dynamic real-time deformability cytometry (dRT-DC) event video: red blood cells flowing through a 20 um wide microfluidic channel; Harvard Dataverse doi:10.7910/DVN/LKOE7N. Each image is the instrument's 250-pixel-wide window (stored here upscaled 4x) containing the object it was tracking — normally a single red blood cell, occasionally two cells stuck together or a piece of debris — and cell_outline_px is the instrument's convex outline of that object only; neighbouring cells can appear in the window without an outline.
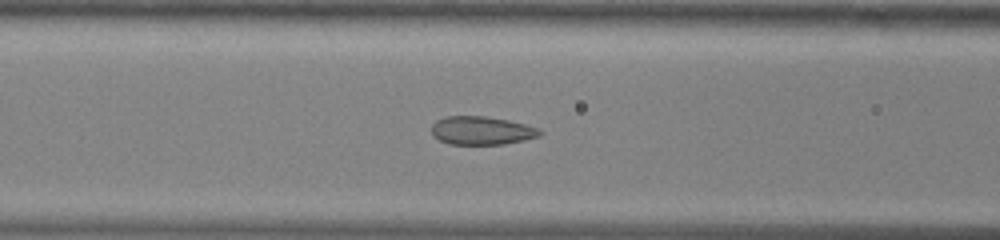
{"species": "common noctule bat (a hibernating species)", "species_latin": "Nyctalus noctula", "temperature_condition": "warm", "stored_images_in_passage": 50, "camera_frame_rate_fps": 3000, "um_per_image_px": 0.085, "animal": {"sex": "male", "body_mass_g": 13.0, "forearm_length_mm": 53.1}, "frame": {"image": 1, "passage_image": 20, "time_ms": 6.333, "image_size_px": [1000, 240], "cell_outline_px": [[544, 132], [540, 136], [524, 140], [504, 144], [448, 144], [432, 136], [432, 124], [436, 120], [444, 116], [484, 116], [508, 120], [540, 128]], "centroid_in_image_um": [40.94, 11.09], "position_along_channel_um": 125.7, "area_um2": 18.03}}
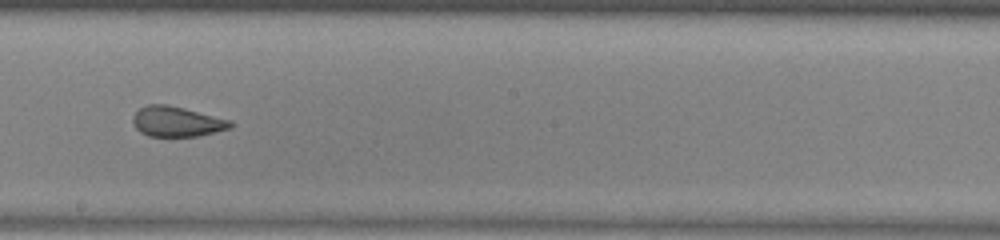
{"frame": {"image": 2, "passage_image": 28, "time_ms": 9.0, "image_size_px": [1000, 240], "cell_outline_px": [[236, 124], [232, 128], [196, 136], [148, 136], [140, 132], [136, 128], [132, 120], [132, 116], [140, 108], [148, 104], [168, 104], [232, 120]], "centroid_in_image_um": [15.05, 10.33], "position_along_channel_um": 233.1, "area_um2": 17.28}}
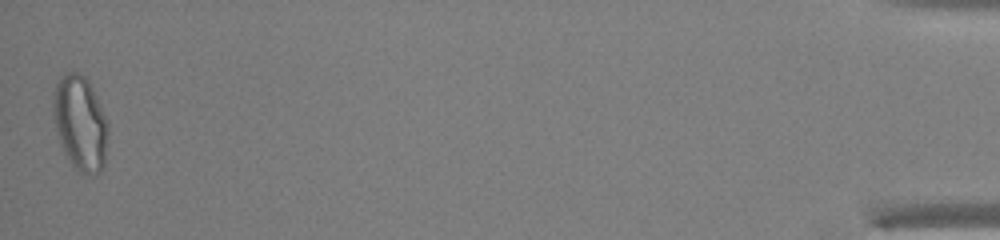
{"frame": {"image": 3, "passage_image": 50, "time_ms": 16.333, "image_size_px": [1000, 240], "cell_outline_px": [[108, 136], [104, 168], [100, 172], [92, 176], [88, 176], [80, 172], [72, 164], [64, 152], [60, 144], [52, 116], [52, 100], [56, 84], [60, 76], [68, 72], [80, 72], [88, 80], [96, 96], [108, 124]], "centroid_in_image_um": [6.81, 10.48], "position_along_channel_um": 428.4, "area_um2": 30.63}, "authors_computed_cell_mechanics": {"area_um2": 21.097, "velocity_mm_per_s": 4.0492, "shape_relaxation_time_tau1_ms": null, "shape_relaxation_time_tau2_ms": 1.1858, "deformation_change_tau1": null, "deformation_change_tau2": 0.0865}}